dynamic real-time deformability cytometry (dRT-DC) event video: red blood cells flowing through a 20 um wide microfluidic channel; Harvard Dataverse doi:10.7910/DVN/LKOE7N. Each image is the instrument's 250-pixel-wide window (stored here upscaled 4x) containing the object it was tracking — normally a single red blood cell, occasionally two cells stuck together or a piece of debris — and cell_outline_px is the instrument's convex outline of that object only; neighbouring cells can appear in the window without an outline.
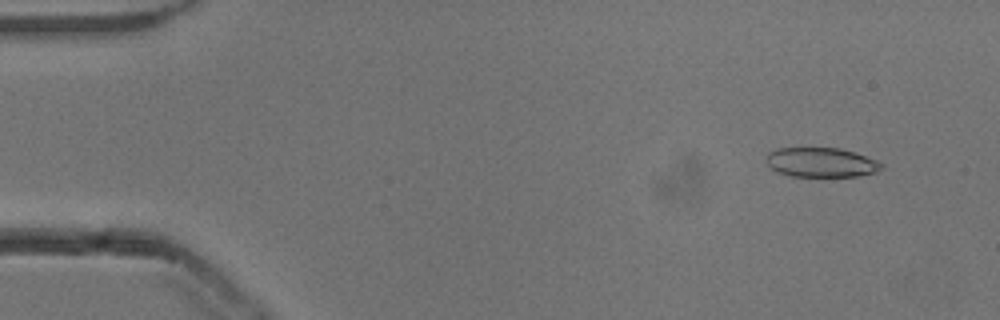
{"species": "common noctule bat (a hibernating species)", "species_latin": "Nyctalus noctula", "temperature_condition": "cold", "stored_images_in_passage": 17, "camera_frame_rate_fps": 3000, "um_per_image_px": 0.085, "animal": {"sex": "male", "body_mass_g": 13.3}, "frame": {"image": 1, "passage_image": 5, "time_ms": 1.333, "image_size_px": [1000, 320], "cell_outline_px": [[884, 168], [876, 172], [856, 176], [792, 176], [776, 172], [764, 160], [768, 152], [776, 148], [840, 148], [876, 160], [884, 164]], "centroid_in_image_um": [69.77, 13.8], "position_along_channel_um": 15.2, "area_um2": 19.83}}
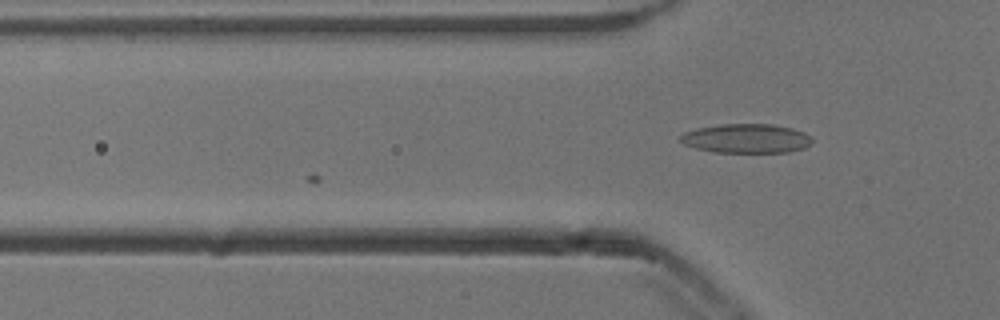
{"frame": {"image": 2, "passage_image": 17, "time_ms": 5.333, "image_size_px": [1000, 320], "cell_outline_px": [[812, 144], [804, 148], [788, 152], [712, 152], [696, 148], [684, 144], [680, 140], [680, 136], [684, 132], [696, 128], [720, 124], [772, 124], [792, 128], [804, 132], [812, 140]], "centroid_in_image_um": [63.43, 11.77], "position_along_channel_um": 62.4, "area_um2": 22.43}}